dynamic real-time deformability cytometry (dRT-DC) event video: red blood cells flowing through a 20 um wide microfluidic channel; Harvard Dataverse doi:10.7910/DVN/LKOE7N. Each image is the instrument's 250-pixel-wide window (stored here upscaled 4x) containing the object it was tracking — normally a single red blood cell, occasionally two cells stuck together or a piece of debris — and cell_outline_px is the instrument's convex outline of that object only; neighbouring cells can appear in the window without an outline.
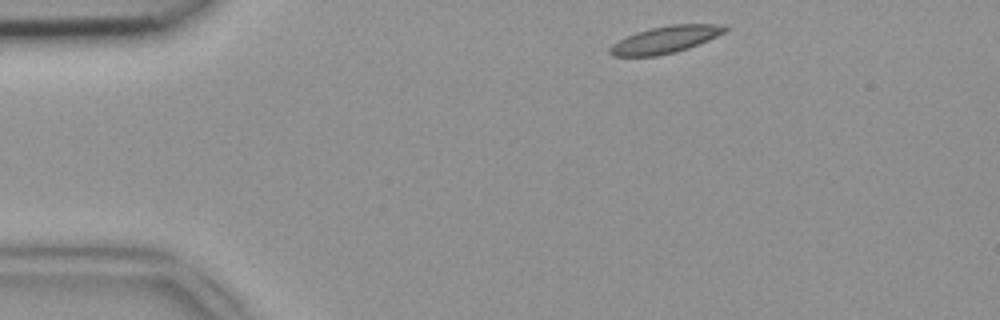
{"species": "common noctule bat (a hibernating species)", "species_latin": "Nyctalus noctula", "temperature_condition": "room temperature", "stored_images_in_passage": 16, "camera_frame_rate_fps": 3000, "um_per_image_px": 0.085, "animal": {"sex": "female", "body_mass_g": 18.4}, "frame": {"image": 1, "passage_image": 2, "time_ms": 0.333, "image_size_px": [1000, 320], "cell_outline_px": [[732, 28], [708, 40], [688, 48], [676, 52], [656, 56], [612, 56], [608, 52], [608, 48], [612, 44], [636, 32], [668, 24], [716, 24]], "centroid_in_image_um": [56.55, 3.37], "position_along_channel_um": 28.5, "area_um2": 18.03}}